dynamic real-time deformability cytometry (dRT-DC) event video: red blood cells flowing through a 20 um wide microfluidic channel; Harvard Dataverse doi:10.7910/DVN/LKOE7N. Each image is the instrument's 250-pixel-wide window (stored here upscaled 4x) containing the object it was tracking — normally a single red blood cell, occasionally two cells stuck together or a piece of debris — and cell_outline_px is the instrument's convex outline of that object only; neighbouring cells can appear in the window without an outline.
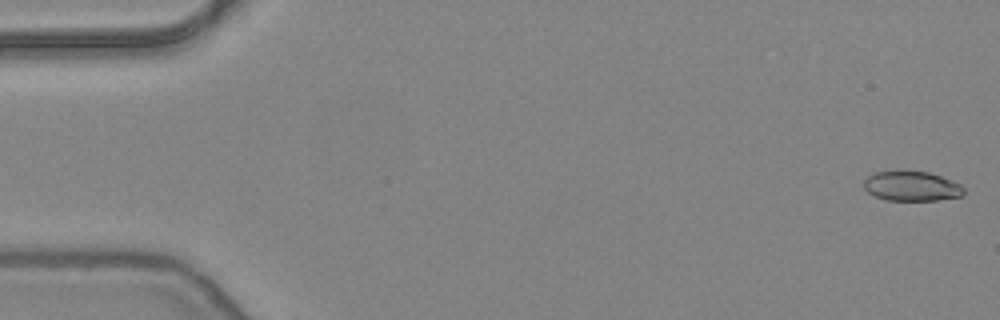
{"species": "common noctule bat (a hibernating species)", "species_latin": "Nyctalus noctula", "temperature_condition": "warm", "stored_images_in_passage": 6, "camera_frame_rate_fps": 3000, "um_per_image_px": 0.085, "animal": {"sex": "female", "body_mass_g": 24.6, "forearm_length_mm": 56.2}, "frame": {"image": 1, "passage_image": 1, "time_ms": 0.0, "image_size_px": [1000, 320], "cell_outline_px": [[964, 196], [936, 200], [884, 200], [868, 192], [864, 188], [864, 180], [872, 172], [900, 168], [928, 172], [940, 176], [960, 184], [964, 188]], "centroid_in_image_um": [77.45, 15.78], "position_along_channel_um": 7.6, "area_um2": 17.92}}